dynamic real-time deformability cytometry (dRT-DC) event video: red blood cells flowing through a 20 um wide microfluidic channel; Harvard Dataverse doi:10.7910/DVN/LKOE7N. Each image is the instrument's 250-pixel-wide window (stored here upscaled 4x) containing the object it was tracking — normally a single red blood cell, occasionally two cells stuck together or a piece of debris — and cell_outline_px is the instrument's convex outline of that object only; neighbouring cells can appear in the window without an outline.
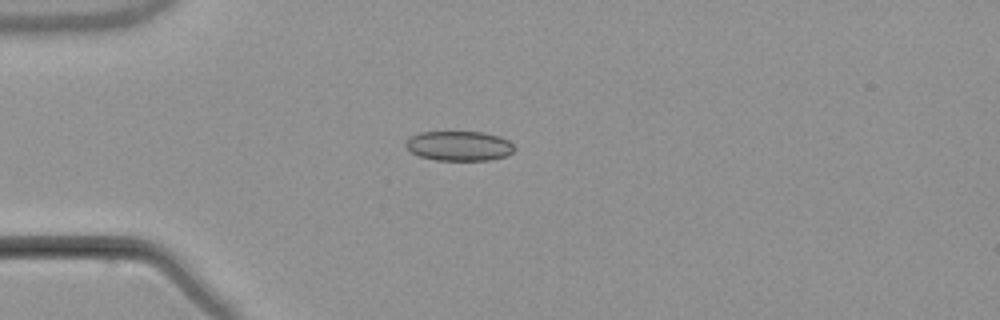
{"species": "common noctule bat (a hibernating species)", "species_latin": "Nyctalus noctula", "temperature_condition": "warm", "stored_images_in_passage": 1, "camera_frame_rate_fps": 3000, "um_per_image_px": 0.085, "animal": {"sex": "male", "body_mass_g": 21.5, "forearm_length_mm": 52.0}, "frame": {"image": 1, "passage_image": 1, "time_ms": 0.0, "image_size_px": [1000, 320], "cell_outline_px": [[516, 148], [512, 152], [504, 156], [488, 160], [436, 160], [420, 156], [412, 152], [404, 144], [412, 136], [420, 132], [484, 132], [500, 136], [508, 140]], "centroid_in_image_um": [39.05, 12.39], "position_along_channel_um": 46.0, "area_um2": 18.67}}